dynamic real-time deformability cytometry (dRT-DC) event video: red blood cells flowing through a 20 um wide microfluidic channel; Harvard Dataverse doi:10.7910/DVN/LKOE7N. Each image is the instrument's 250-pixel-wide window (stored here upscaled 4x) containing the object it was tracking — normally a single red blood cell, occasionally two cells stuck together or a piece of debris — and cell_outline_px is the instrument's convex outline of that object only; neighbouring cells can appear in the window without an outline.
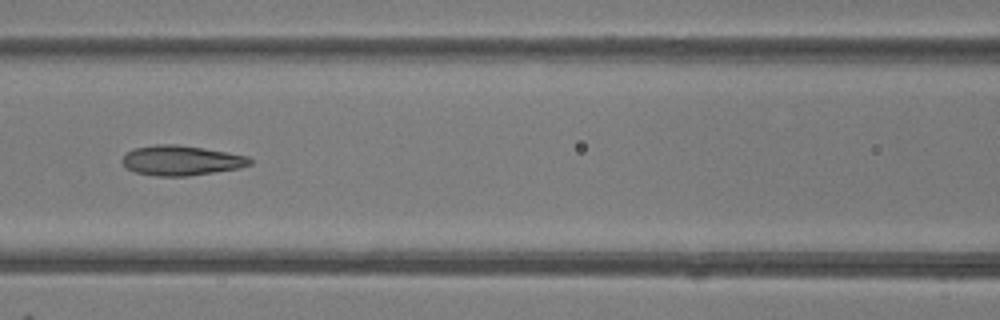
{"species": "common noctule bat (a hibernating species)", "species_latin": "Nyctalus noctula", "temperature_condition": "room temperature", "stored_images_in_passage": 6, "camera_frame_rate_fps": 3000, "um_per_image_px": 0.085, "animal": {"sex": "female"}, "frame": {"image": 1, "passage_image": 6, "time_ms": 6.333, "image_size_px": [1000, 320], "cell_outline_px": [[252, 164], [240, 168], [188, 176], [156, 176], [136, 172], [128, 168], [124, 164], [124, 156], [132, 148], [156, 144], [176, 144], [204, 148], [248, 156], [252, 160]], "centroid_in_image_um": [15.44, 13.63], "position_along_channel_um": 151.2, "area_um2": 22.14}}